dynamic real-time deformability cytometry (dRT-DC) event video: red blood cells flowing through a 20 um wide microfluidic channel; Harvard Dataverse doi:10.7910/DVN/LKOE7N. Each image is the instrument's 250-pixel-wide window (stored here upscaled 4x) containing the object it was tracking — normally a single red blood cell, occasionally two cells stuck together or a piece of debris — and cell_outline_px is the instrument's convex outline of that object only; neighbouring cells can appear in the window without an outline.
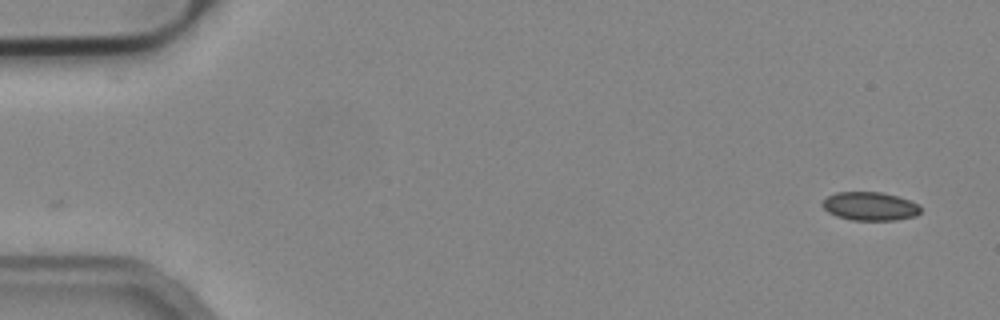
{"species": "common noctule bat (a hibernating species)", "species_latin": "Nyctalus noctula", "temperature_condition": "cold", "stored_images_in_passage": 13, "camera_frame_rate_fps": 3000, "um_per_image_px": 0.085, "animal": {"sex": "male", "body_mass_g": 19.2, "forearm_length_mm": 51.8}, "frame": {"image": 1, "passage_image": 1, "time_ms": 0.0, "image_size_px": [1000, 320], "cell_outline_px": [[920, 212], [916, 216], [892, 220], [852, 220], [836, 216], [828, 212], [820, 204], [828, 196], [836, 192], [880, 192], [896, 196], [920, 204]], "centroid_in_image_um": [73.93, 17.53], "position_along_channel_um": 11.1, "area_um2": 16.24}}